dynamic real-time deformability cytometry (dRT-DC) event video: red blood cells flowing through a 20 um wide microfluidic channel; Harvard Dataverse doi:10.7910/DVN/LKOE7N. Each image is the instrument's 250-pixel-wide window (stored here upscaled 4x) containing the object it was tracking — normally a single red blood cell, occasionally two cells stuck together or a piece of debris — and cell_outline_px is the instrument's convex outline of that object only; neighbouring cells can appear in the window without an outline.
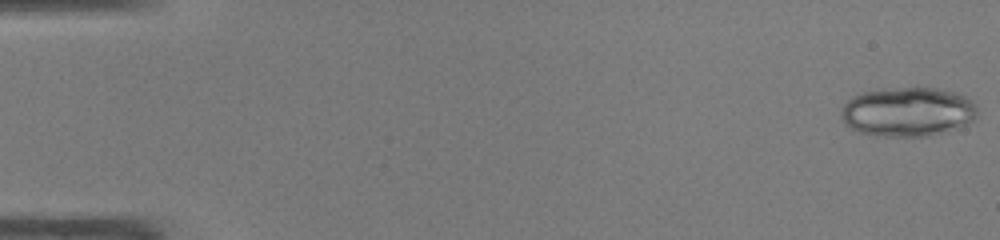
{"species": "common noctule bat (a hibernating species)", "species_latin": "Nyctalus noctula", "temperature_condition": "warm", "stored_images_in_passage": 47, "camera_frame_rate_fps": 3000, "um_per_image_px": 0.085, "animal": {"sex": "male", "body_mass_g": 19.0, "forearm_length_mm": 50.8}, "frame": {"image": 1, "passage_image": 1, "time_ms": 0.0, "image_size_px": [1000, 240], "cell_outline_px": [[976, 116], [972, 120], [964, 124], [928, 136], [884, 136], [860, 132], [852, 128], [840, 116], [840, 112], [844, 104], [848, 100], [864, 92], [904, 88], [936, 88], [956, 92], [964, 96], [976, 108]], "centroid_in_image_um": [77.14, 9.5], "position_along_channel_um": 7.9, "area_um2": 38.03}}